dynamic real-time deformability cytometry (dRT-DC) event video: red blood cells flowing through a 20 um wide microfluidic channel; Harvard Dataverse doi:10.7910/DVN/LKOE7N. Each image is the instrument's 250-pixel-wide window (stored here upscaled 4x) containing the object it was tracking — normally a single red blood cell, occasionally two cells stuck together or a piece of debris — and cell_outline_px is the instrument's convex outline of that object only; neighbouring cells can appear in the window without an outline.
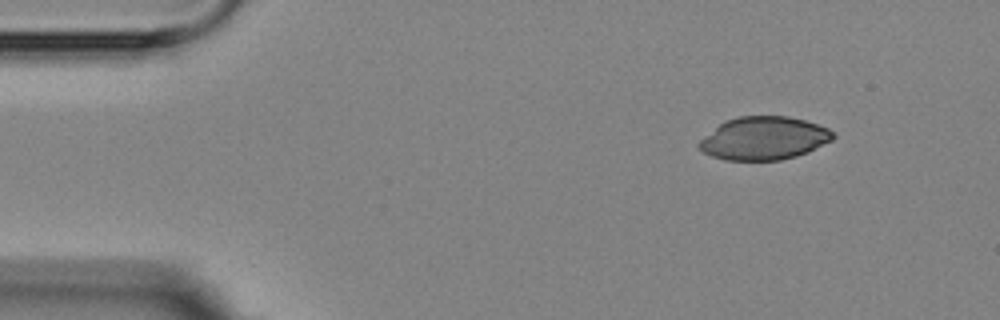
{"species": "Egyptian fruit bat (a non-hibernating species)", "species_latin": "Rousettus aegyptiacus", "temperature_condition": "room temperature", "stored_images_in_passage": 4, "camera_frame_rate_fps": 3000, "um_per_image_px": 0.085, "animal": {"sex": "female"}, "frame": {"image": 1, "passage_image": 1, "time_ms": 0.0, "image_size_px": [1000, 320], "cell_outline_px": [[836, 136], [832, 140], [808, 152], [796, 156], [780, 160], [724, 160], [712, 156], [704, 152], [696, 144], [700, 140], [724, 120], [740, 116], [788, 116], [804, 120], [828, 128]], "centroid_in_image_um": [64.93, 11.75], "position_along_channel_um": 20.1, "area_um2": 33.52}}